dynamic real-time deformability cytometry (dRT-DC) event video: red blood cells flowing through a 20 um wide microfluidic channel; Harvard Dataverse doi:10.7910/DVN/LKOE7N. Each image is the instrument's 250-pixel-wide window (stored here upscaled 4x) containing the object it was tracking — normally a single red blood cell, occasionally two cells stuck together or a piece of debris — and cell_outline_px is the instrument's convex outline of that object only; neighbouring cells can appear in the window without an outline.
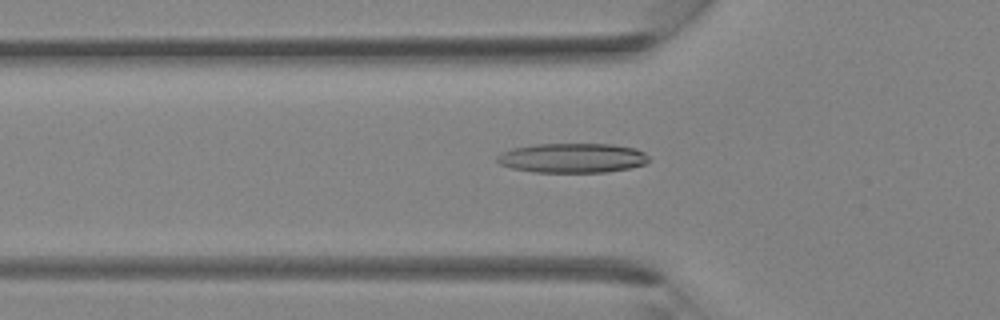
{"species": "Egyptian fruit bat (a non-hibernating species)", "species_latin": "Rousettus aegyptiacus", "temperature_condition": "room temperature", "stored_images_in_passage": 26, "camera_frame_rate_fps": 3000, "um_per_image_px": 0.085, "animal": {"sex": "female"}, "frame": {"image": 1, "passage_image": 2, "time_ms": 0.333, "image_size_px": [1000, 320], "cell_outline_px": [[652, 160], [644, 164], [628, 168], [604, 172], [532, 172], [512, 168], [500, 164], [496, 160], [496, 156], [500, 152], [512, 148], [536, 144], [612, 144], [636, 148], [644, 152]], "centroid_in_image_um": [48.64, 13.42], "position_along_channel_um": 77.2, "area_um2": 26.3}}
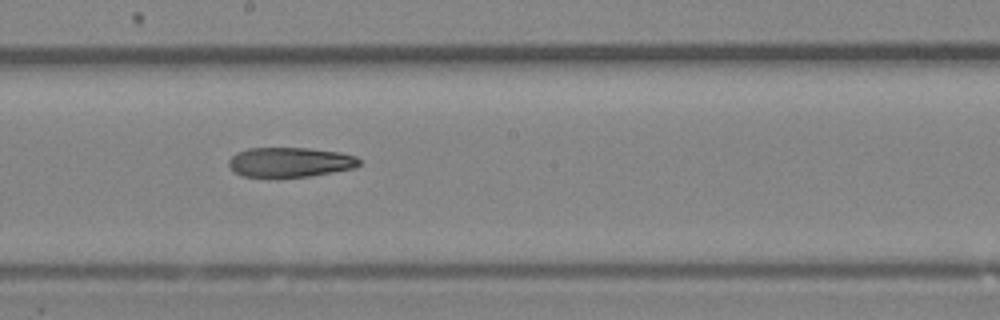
{"frame": {"image": 2, "passage_image": 10, "time_ms": 3.0, "image_size_px": [1000, 320], "cell_outline_px": [[360, 164], [356, 168], [308, 176], [240, 176], [228, 164], [228, 160], [236, 152], [248, 148], [308, 148], [340, 152], [356, 156], [360, 160]], "centroid_in_image_um": [24.67, 13.77], "position_along_channel_um": 223.5, "area_um2": 22.43}}
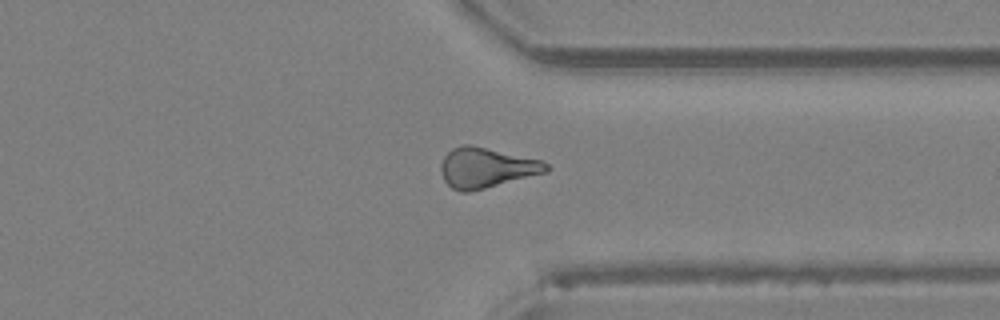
{"frame": {"image": 3, "passage_image": 18, "time_ms": 5.667, "image_size_px": [1000, 320], "cell_outline_px": [[548, 172], [468, 192], [464, 192], [452, 188], [444, 180], [440, 172], [440, 164], [444, 156], [452, 148], [460, 144], [472, 144], [544, 160], [548, 164]], "centroid_in_image_um": [41.34, 14.23], "position_along_channel_um": 370.1, "area_um2": 24.85}}